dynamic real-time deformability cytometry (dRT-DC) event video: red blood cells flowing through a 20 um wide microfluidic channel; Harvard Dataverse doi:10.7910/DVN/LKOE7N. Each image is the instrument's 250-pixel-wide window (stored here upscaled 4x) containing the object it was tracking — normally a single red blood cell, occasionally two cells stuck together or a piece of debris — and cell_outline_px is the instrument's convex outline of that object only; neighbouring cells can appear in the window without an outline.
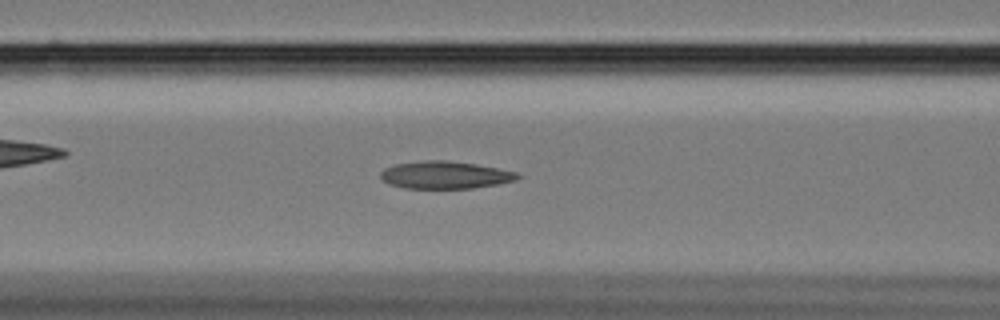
{"species": "Egyptian fruit bat (a non-hibernating species)", "species_latin": "Rousettus aegyptiacus", "temperature_condition": "cold", "stored_images_in_passage": 57, "camera_frame_rate_fps": 3000, "um_per_image_px": 0.085, "animal": {"sex": "female"}, "frame": {"image": 1, "passage_image": 23, "time_ms": 7.333, "image_size_px": [1000, 320], "cell_outline_px": [[524, 176], [516, 180], [500, 184], [472, 188], [404, 188], [388, 184], [380, 176], [380, 172], [384, 168], [396, 164], [424, 160], [448, 160], [476, 164], [516, 172]], "centroid_in_image_um": [37.85, 14.87], "position_along_channel_um": 128.8, "area_um2": 22.02}}
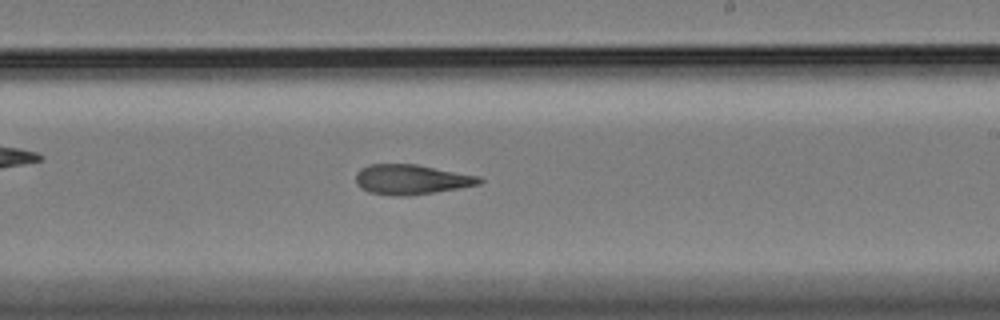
{"frame": {"image": 2, "passage_image": 34, "time_ms": 11.0, "image_size_px": [1000, 320], "cell_outline_px": [[484, 180], [480, 184], [460, 188], [404, 196], [396, 196], [368, 192], [360, 188], [356, 184], [356, 172], [360, 168], [368, 164], [416, 164], [480, 176]], "centroid_in_image_um": [34.94, 15.25], "position_along_channel_um": 254.1, "area_um2": 21.62}}
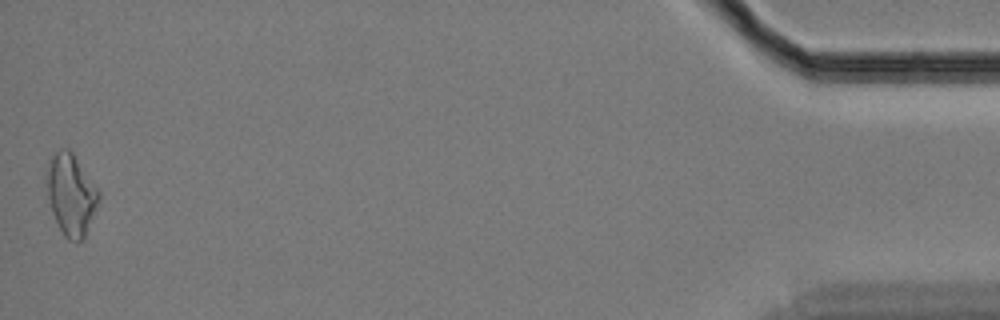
{"frame": {"image": 3, "passage_image": 57, "time_ms": 18.667, "image_size_px": [1000, 320], "cell_outline_px": [[100, 196], [84, 240], [68, 240], [64, 236], [52, 212], [48, 196], [48, 164], [52, 156], [60, 148], [68, 148], [72, 152], [100, 192]], "centroid_in_image_um": [6.05, 16.55], "position_along_channel_um": 429.1, "area_um2": 24.04}, "authors_computed_cell_mechanics": {"area_um2": 22.3108, "velocity_mm_per_s": 3.4197, "shape_relaxation_time_tau1_ms": 10.6896, "shape_relaxation_time_tau2_ms": 5.2142, "deformation_change_tau1": 0.2204, "deformation_change_tau2": 0.1549}}